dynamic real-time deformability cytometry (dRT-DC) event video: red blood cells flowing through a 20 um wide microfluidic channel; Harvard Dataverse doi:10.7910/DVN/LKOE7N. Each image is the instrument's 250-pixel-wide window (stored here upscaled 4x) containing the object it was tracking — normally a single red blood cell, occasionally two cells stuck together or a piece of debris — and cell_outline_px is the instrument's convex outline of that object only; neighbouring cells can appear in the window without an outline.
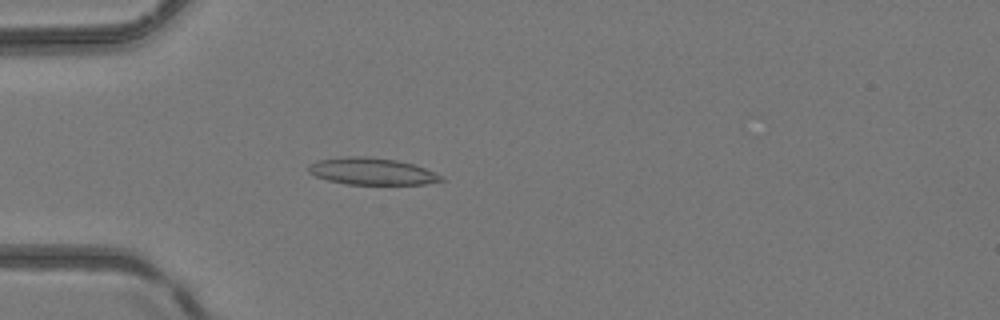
{"species": "common noctule bat (a hibernating species)", "species_latin": "Nyctalus noctula", "temperature_condition": "room temperature", "stored_images_in_passage": 4, "camera_frame_rate_fps": 3000, "um_per_image_px": 0.085, "animal": {"sex": "female", "body_mass_g": 24.6, "forearm_length_mm": 56.2}, "frame": {"image": 1, "passage_image": 4, "time_ms": 4.333, "image_size_px": [1000, 320], "cell_outline_px": [[444, 180], [424, 184], [348, 184], [328, 180], [316, 176], [308, 172], [308, 164], [316, 160], [348, 156], [368, 156], [396, 160], [412, 164], [424, 168], [444, 176]], "centroid_in_image_um": [31.58, 14.55], "position_along_channel_um": 53.4, "area_um2": 20.75}}